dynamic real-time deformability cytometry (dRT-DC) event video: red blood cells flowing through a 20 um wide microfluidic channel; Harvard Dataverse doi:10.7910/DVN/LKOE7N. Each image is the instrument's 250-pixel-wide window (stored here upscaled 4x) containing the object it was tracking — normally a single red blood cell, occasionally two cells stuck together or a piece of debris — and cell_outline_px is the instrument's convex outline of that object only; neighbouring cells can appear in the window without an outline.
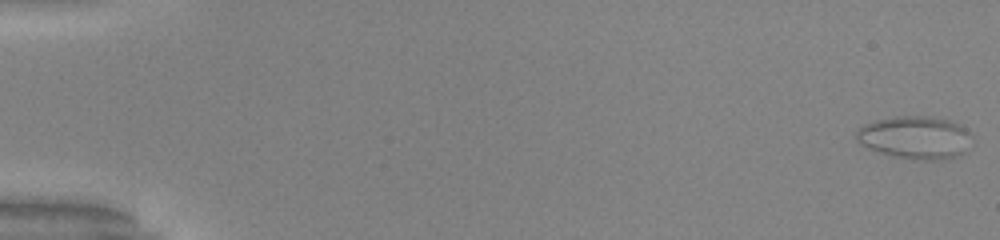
{"species": "common noctule bat (a hibernating species)", "species_latin": "Nyctalus noctula", "temperature_condition": "warm", "stored_images_in_passage": 23, "camera_frame_rate_fps": 3000, "um_per_image_px": 0.085, "animal": {"sex": "male", "body_mass_g": 20.0, "forearm_length_mm": 53.3}, "frame": {"image": 1, "passage_image": 1, "time_ms": 0.0, "image_size_px": [1000, 240], "cell_outline_px": [[964, 132], [960, 152], [952, 156], [904, 156], [884, 152], [872, 148], [864, 144], [856, 136], [856, 132], [864, 124], [876, 120], [896, 116], [928, 116], [948, 120], [960, 124], [964, 128]], "centroid_in_image_um": [77.63, 11.57], "position_along_channel_um": 7.4, "area_um2": 25.78}}
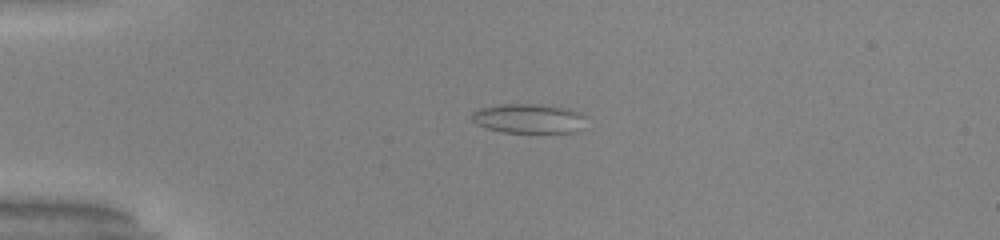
{"frame": {"image": 2, "passage_image": 14, "time_ms": 4.333, "image_size_px": [1000, 240], "cell_outline_px": [[580, 116], [568, 132], [504, 132], [488, 128], [472, 120], [472, 112], [480, 108], [504, 104], [540, 104], [572, 108], [580, 112]], "centroid_in_image_um": [44.77, 10.03], "position_along_channel_um": 40.2, "area_um2": 18.5}}